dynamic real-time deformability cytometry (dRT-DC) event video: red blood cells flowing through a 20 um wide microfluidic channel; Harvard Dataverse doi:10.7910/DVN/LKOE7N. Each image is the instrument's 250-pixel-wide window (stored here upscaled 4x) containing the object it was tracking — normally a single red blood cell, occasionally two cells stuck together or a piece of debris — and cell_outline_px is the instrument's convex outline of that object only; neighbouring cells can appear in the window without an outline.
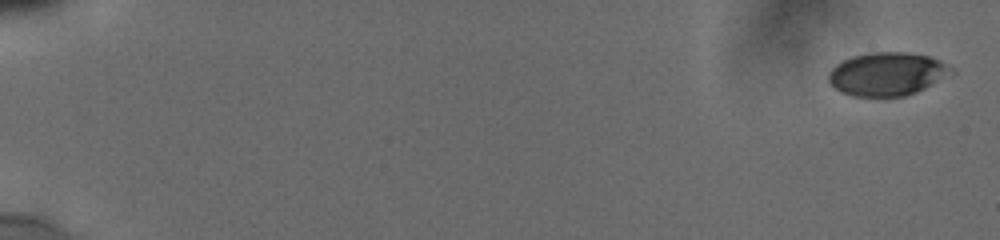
{"species": "human", "species_latin": "Homo sapiens", "temperature_condition": "cold", "stored_images_in_passage": 56, "camera_frame_rate_fps": 3000, "um_per_image_px": 0.085, "donor": {"sex": "male"}, "frame": {"image": 1, "passage_image": 1, "time_ms": 0.0, "image_size_px": [1000, 240], "cell_outline_px": [[948, 68], [936, 80], [924, 88], [916, 92], [904, 96], [852, 96], [840, 92], [828, 80], [828, 72], [836, 64], [852, 56], [872, 52], [908, 52], [928, 56], [940, 60]], "centroid_in_image_um": [75.26, 6.28], "position_along_channel_um": 9.7, "area_um2": 30.0}}
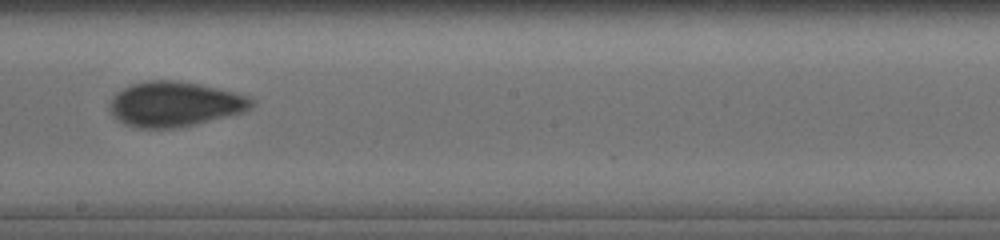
{"frame": {"image": 2, "passage_image": 27, "time_ms": 11.0, "image_size_px": [1000, 240], "cell_outline_px": [[256, 104], [252, 108], [244, 112], [180, 128], [136, 128], [124, 124], [116, 120], [112, 116], [108, 108], [108, 100], [116, 92], [132, 84], [148, 80], [172, 80], [196, 84], [216, 88], [248, 96], [256, 100]], "centroid_in_image_um": [14.81, 8.87], "position_along_channel_um": 233.4, "area_um2": 37.57}}
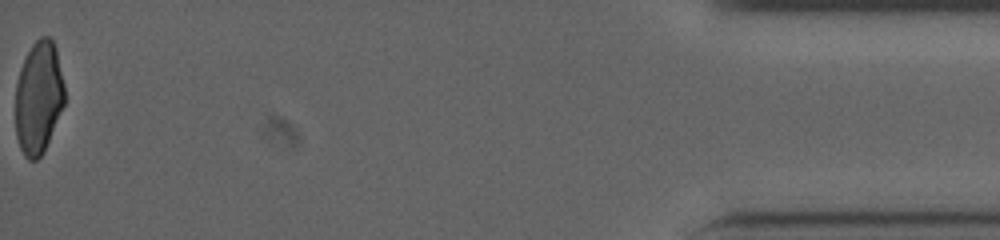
{"frame": {"image": 3, "passage_image": 56, "time_ms": 18.333, "image_size_px": [1000, 240], "cell_outline_px": [[64, 104], [44, 152], [36, 160], [28, 160], [24, 156], [20, 148], [16, 136], [16, 84], [20, 68], [32, 44], [40, 36], [48, 36], [52, 40], [56, 48], [64, 84]], "centroid_in_image_um": [3.28, 8.3], "position_along_channel_um": 431.9, "area_um2": 32.19}, "authors_computed_cell_mechanics": {"area_um2": 34.68, "velocity_mm_per_s": 3.8324, "shape_relaxation_time_tau1_ms": 8.2269, "shape_relaxation_time_tau2_ms": 1.3893, "deformation_change_tau1": 0.1925, "deformation_change_tau2": 0.0501}}